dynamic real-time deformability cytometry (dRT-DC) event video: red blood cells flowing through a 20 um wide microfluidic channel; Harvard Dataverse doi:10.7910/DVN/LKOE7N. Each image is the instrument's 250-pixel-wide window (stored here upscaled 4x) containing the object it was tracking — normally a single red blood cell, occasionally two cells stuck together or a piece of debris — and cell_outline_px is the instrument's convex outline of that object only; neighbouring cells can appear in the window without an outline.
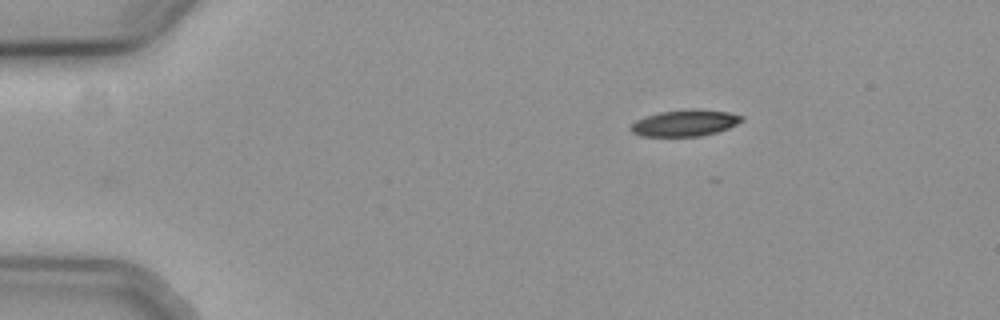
{"species": "common noctule bat (a hibernating species)", "species_latin": "Nyctalus noctula", "temperature_condition": "cold", "stored_images_in_passage": 40, "camera_frame_rate_fps": 3000, "um_per_image_px": 0.085, "animal": {"sex": "female", "body_mass_g": 19.3, "forearm_length_mm": 54.1}, "frame": {"image": 1, "passage_image": 1, "time_ms": 0.0, "image_size_px": [1000, 320], "cell_outline_px": [[744, 120], [728, 128], [716, 132], [700, 136], [640, 136], [632, 132], [628, 128], [636, 120], [660, 112], [692, 108], [728, 112], [744, 116]], "centroid_in_image_um": [58.22, 10.45], "position_along_channel_um": 26.8, "area_um2": 17.05}}
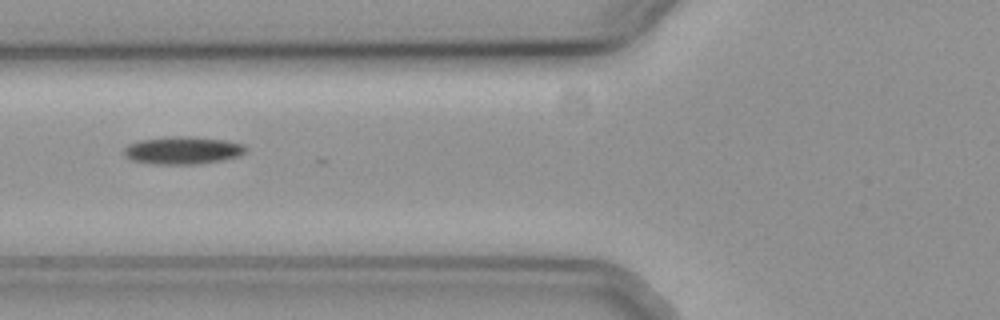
{"frame": {"image": 2, "passage_image": 14, "time_ms": 4.333, "image_size_px": [1000, 320], "cell_outline_px": [[248, 148], [240, 156], [224, 160], [196, 164], [156, 164], [132, 160], [124, 156], [124, 148], [128, 144], [140, 140], [172, 136], [188, 136], [224, 140], [244, 144]], "centroid_in_image_um": [15.55, 12.78], "position_along_channel_um": 110.3, "area_um2": 19.65}}
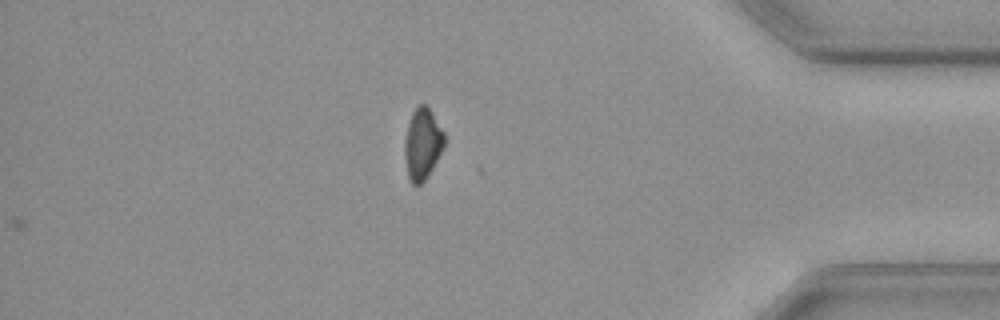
{"frame": {"image": 3, "passage_image": 40, "time_ms": 13.0, "image_size_px": [1000, 320], "cell_outline_px": [[444, 148], [428, 176], [420, 184], [412, 184], [408, 180], [404, 152], [404, 140], [408, 124], [412, 112], [420, 104], [424, 104], [432, 112], [444, 132]], "centroid_in_image_um": [35.9, 12.25], "position_along_channel_um": 399.3, "area_um2": 16.53}}